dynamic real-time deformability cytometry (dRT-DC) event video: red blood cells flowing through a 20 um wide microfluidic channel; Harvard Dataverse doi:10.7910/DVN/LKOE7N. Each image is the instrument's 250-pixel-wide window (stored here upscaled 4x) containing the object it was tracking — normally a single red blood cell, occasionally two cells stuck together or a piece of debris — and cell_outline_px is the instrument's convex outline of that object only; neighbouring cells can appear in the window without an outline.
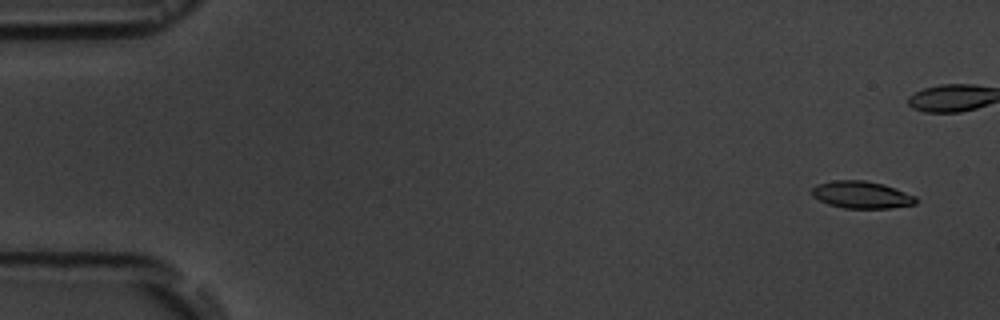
{"species": "common noctule bat (a hibernating species)", "species_latin": "Nyctalus noctula", "temperature_condition": "room temperature", "stored_images_in_passage": 8, "camera_frame_rate_fps": 3000, "um_per_image_px": 0.085, "animal": {"sex": "male", "body_mass_g": 19.5, "forearm_length_mm": 54.6}, "frame": {"image": 1, "passage_image": 2, "time_ms": 1.0, "image_size_px": [1000, 320], "cell_outline_px": [[920, 200], [916, 204], [892, 208], [844, 208], [828, 204], [812, 196], [812, 188], [816, 184], [832, 180], [864, 180], [884, 184], [916, 196]], "centroid_in_image_um": [73.26, 16.55], "position_along_channel_um": 11.7, "area_um2": 16.65}}
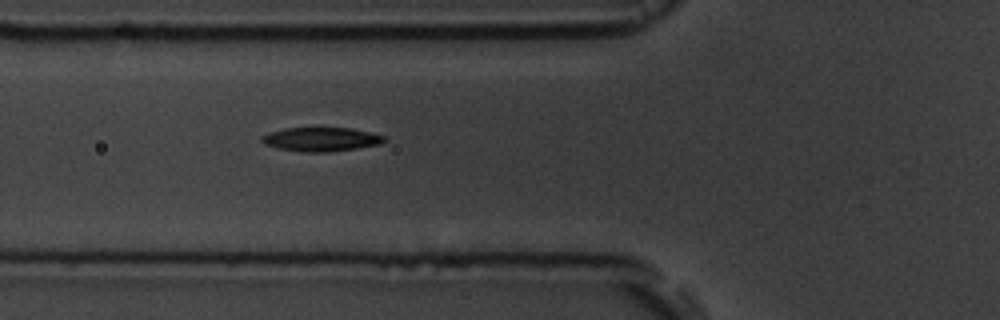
{"frame": {"image": 2, "passage_image": 8, "time_ms": 8.333, "image_size_px": [1000, 320], "cell_outline_px": [[388, 140], [380, 144], [356, 148], [328, 152], [304, 152], [280, 148], [264, 144], [260, 140], [260, 136], [284, 128], [352, 128], [372, 132], [384, 136]], "centroid_in_image_um": [27.32, 11.83], "position_along_channel_um": 98.5, "area_um2": 17.05}}